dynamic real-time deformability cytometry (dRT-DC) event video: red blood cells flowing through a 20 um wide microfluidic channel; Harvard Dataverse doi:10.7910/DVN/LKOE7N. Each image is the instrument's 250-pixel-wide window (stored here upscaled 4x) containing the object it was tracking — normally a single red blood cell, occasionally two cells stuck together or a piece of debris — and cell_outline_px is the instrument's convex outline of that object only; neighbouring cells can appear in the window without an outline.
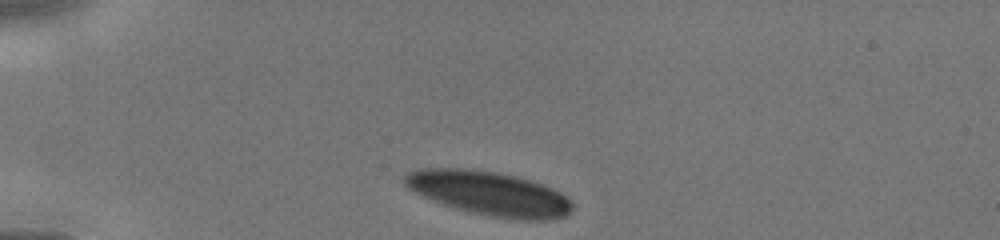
{"species": "human", "species_latin": "Homo sapiens", "temperature_condition": "cold", "stored_images_in_passage": 7, "camera_frame_rate_fps": 3000, "um_per_image_px": 0.085, "donor": {"sex": "male"}, "frame": {"image": 1, "passage_image": 1, "time_ms": 0.0, "image_size_px": [1000, 240], "cell_outline_px": [[572, 212], [564, 216], [552, 220], [520, 220], [492, 216], [456, 208], [444, 204], [424, 196], [408, 188], [404, 184], [404, 176], [408, 172], [420, 168], [464, 168], [496, 172], [516, 176], [552, 188], [568, 196], [572, 200]], "centroid_in_image_um": [41.62, 16.43], "position_along_channel_um": 43.4, "area_um2": 42.83}}
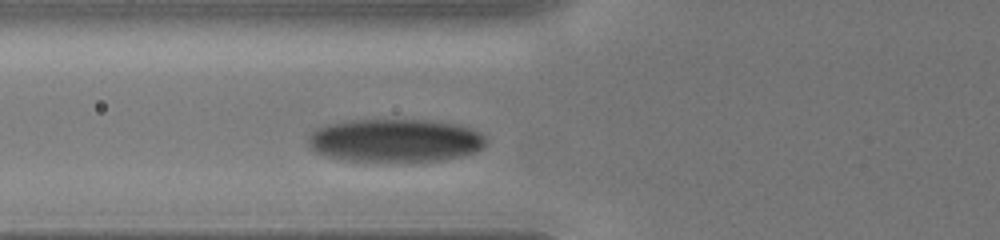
{"frame": {"image": 2, "passage_image": 7, "time_ms": 2.0, "image_size_px": [1000, 240], "cell_outline_px": [[488, 140], [484, 148], [476, 152], [464, 156], [440, 160], [348, 160], [328, 156], [316, 152], [308, 144], [308, 136], [316, 128], [328, 124], [352, 120], [428, 120], [456, 124], [480, 132]], "centroid_in_image_um": [33.63, 11.92], "position_along_channel_um": 92.2, "area_um2": 44.33}}